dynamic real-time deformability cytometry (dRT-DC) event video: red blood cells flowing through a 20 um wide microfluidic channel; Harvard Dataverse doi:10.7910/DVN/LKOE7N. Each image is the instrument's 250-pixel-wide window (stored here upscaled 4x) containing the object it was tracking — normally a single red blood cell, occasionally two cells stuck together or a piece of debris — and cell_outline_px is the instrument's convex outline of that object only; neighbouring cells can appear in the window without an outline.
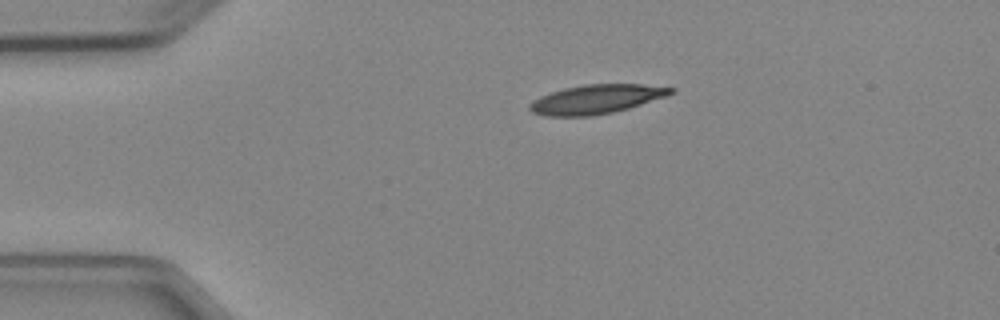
{"species": "Egyptian fruit bat (a non-hibernating species)", "species_latin": "Rousettus aegyptiacus", "temperature_condition": "cold", "stored_images_in_passage": 2, "camera_frame_rate_fps": 3000, "um_per_image_px": 0.085, "animal": {"sex": "female"}, "frame": {"image": 1, "passage_image": 1, "time_ms": 0.0, "image_size_px": [1000, 320], "cell_outline_px": [[676, 92], [668, 96], [628, 108], [612, 112], [592, 116], [544, 116], [532, 112], [528, 108], [528, 104], [532, 100], [540, 96], [564, 88], [584, 84], [640, 84], [676, 88]], "centroid_in_image_um": [50.69, 8.43], "position_along_channel_um": 34.3, "area_um2": 24.04}}